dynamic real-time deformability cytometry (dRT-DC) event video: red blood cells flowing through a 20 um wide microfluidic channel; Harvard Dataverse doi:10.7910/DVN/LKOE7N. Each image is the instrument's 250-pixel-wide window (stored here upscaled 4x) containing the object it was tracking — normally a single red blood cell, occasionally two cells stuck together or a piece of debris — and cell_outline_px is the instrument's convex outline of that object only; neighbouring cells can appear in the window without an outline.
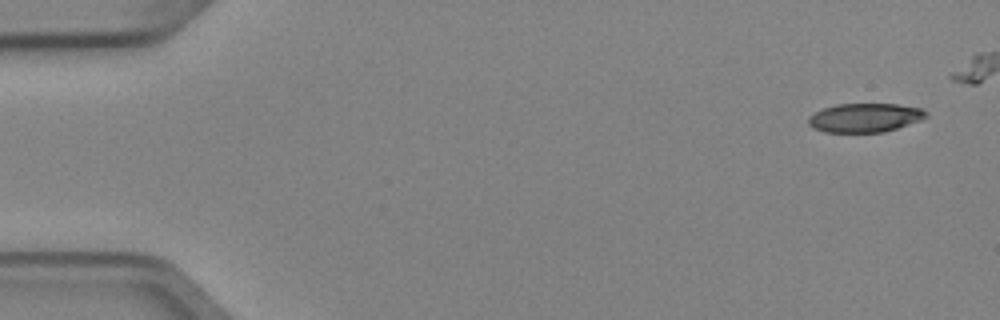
{"species": "Egyptian fruit bat (a non-hibernating species)", "species_latin": "Rousettus aegyptiacus", "temperature_condition": "cold", "stored_images_in_passage": 5, "camera_frame_rate_fps": 3000, "um_per_image_px": 0.085, "animal": {"sex": "female"}, "frame": {"image": 1, "passage_image": 1, "time_ms": 0.0, "image_size_px": [1000, 320], "cell_outline_px": [[928, 116], [920, 120], [884, 132], [824, 132], [812, 128], [808, 124], [808, 116], [824, 108], [836, 104], [896, 104], [920, 108], [928, 112]], "centroid_in_image_um": [73.49, 10.0], "position_along_channel_um": 11.5, "area_um2": 19.77}}
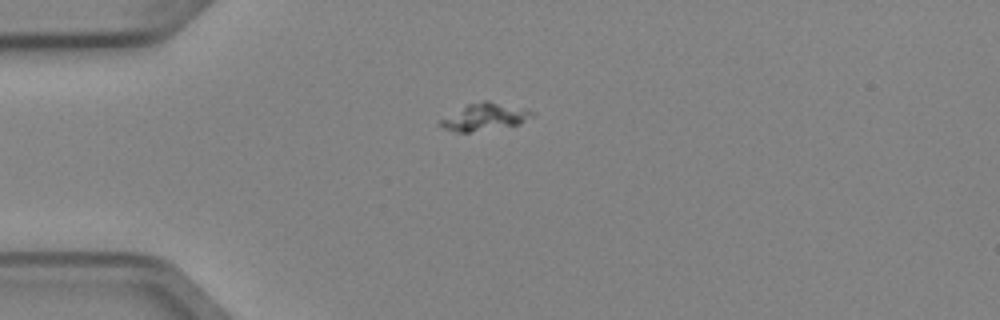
{"frame": {"image": 2, "passage_image": 5, "time_ms": 1.333, "image_size_px": [1000, 320], "cell_outline_px": [[536, 112], [532, 116], [520, 124], [468, 132], [456, 132], [444, 128], [440, 124], [440, 120], [468, 104], [484, 100], [488, 100], [524, 108]], "centroid_in_image_um": [41.24, 9.92], "position_along_channel_um": 43.8, "area_um2": 14.22}}